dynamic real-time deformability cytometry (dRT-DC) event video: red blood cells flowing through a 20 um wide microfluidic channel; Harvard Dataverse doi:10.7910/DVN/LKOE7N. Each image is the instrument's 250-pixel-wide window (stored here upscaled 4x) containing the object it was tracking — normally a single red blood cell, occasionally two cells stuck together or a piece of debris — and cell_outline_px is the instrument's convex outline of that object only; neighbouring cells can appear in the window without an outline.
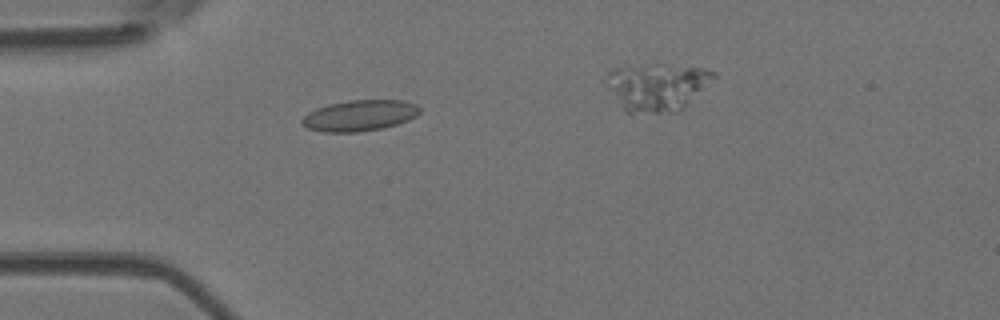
{"species": "Egyptian fruit bat (a non-hibernating species)", "species_latin": "Rousettus aegyptiacus", "temperature_condition": "room temperature", "stored_images_in_passage": 36, "segment_of_instrument_passage": [1, 2], "camera_frame_rate_fps": 3000, "um_per_image_px": 0.085, "animal": {"sex": "female"}, "frame": {"image": 1, "passage_image": 5, "time_ms": 1.333, "image_size_px": [1000, 320], "cell_outline_px": [[420, 112], [416, 116], [408, 120], [396, 124], [380, 128], [356, 132], [324, 132], [308, 128], [300, 120], [308, 112], [316, 108], [328, 104], [348, 100], [404, 100], [416, 104], [420, 108]], "centroid_in_image_um": [30.57, 9.8], "position_along_channel_um": 54.4, "area_um2": 21.15}}
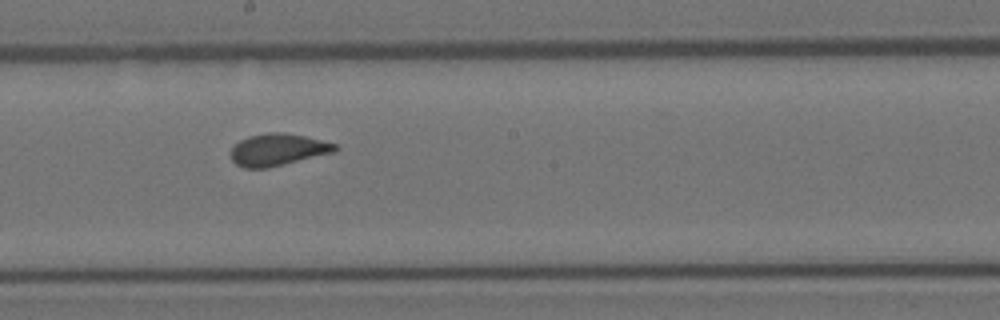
{"frame": {"image": 2, "passage_image": 19, "time_ms": 6.0, "image_size_px": [1000, 320], "cell_outline_px": [[340, 148], [336, 152], [268, 168], [244, 168], [236, 164], [232, 160], [232, 148], [240, 140], [248, 136], [268, 132], [284, 132], [304, 136], [336, 144]], "centroid_in_image_um": [23.64, 12.72], "position_along_channel_um": 224.6, "area_um2": 19.48}}
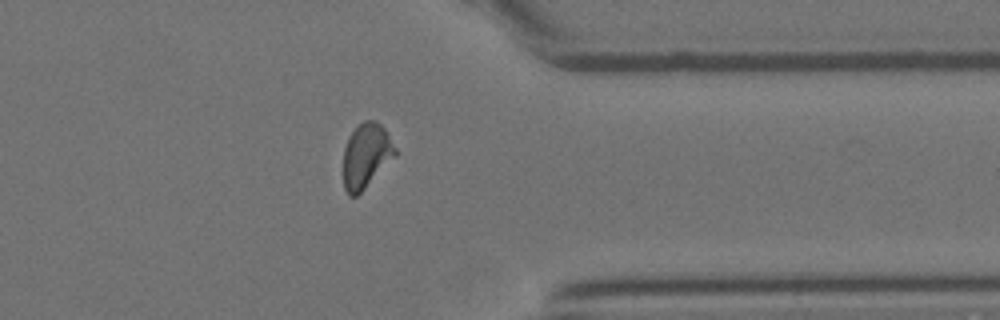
{"frame": {"image": 3, "passage_image": 32, "time_ms": 10.333, "image_size_px": [1000, 320], "cell_outline_px": [[396, 156], [356, 196], [348, 196], [344, 188], [344, 148], [348, 136], [364, 120], [376, 120], [384, 128], [396, 148]], "centroid_in_image_um": [31.12, 13.22], "position_along_channel_um": 380.3, "area_um2": 19.31}}